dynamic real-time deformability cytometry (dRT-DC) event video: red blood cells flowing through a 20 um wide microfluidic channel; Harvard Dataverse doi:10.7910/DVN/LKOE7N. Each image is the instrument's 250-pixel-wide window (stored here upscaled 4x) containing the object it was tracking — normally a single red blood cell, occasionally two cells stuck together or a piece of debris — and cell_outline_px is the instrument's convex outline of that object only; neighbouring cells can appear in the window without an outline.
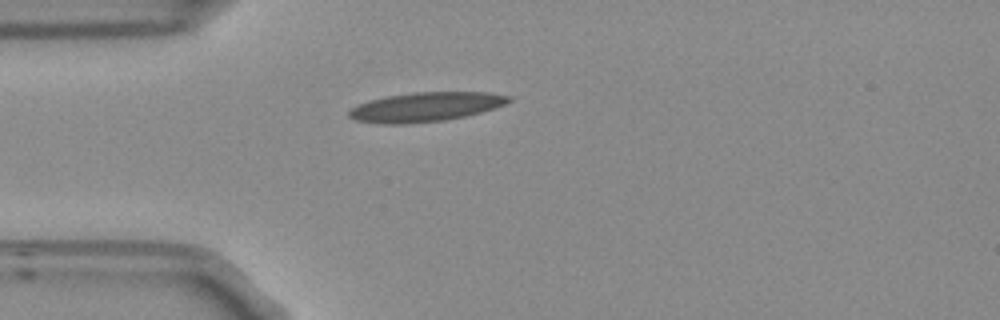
{"species": "Egyptian fruit bat (a non-hibernating species)", "species_latin": "Rousettus aegyptiacus", "temperature_condition": "room temperature", "stored_images_in_passage": 44, "camera_frame_rate_fps": 3000, "um_per_image_px": 0.085, "frame": {"image": 1, "passage_image": 5, "time_ms": 1.333, "image_size_px": [1000, 320], "cell_outline_px": [[512, 100], [504, 104], [480, 112], [464, 116], [444, 120], [408, 124], [380, 124], [356, 120], [348, 116], [348, 112], [356, 104], [368, 100], [388, 96], [412, 92], [492, 92], [512, 96]], "centroid_in_image_um": [36.15, 9.08], "position_along_channel_um": 48.8, "area_um2": 27.34}}
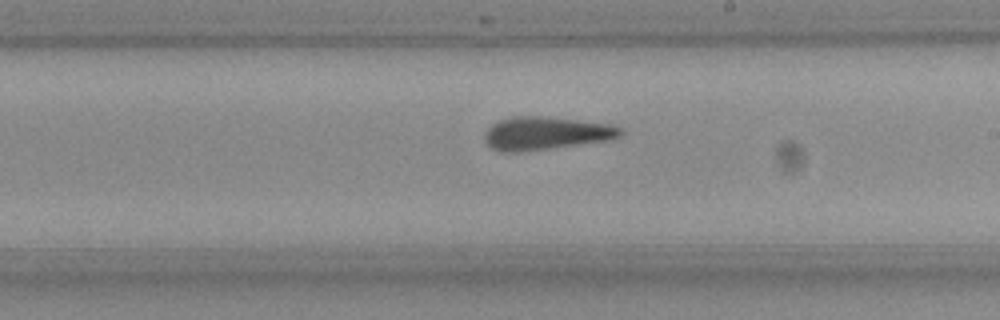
{"frame": {"image": 2, "passage_image": 21, "time_ms": 6.667, "image_size_px": [1000, 320], "cell_outline_px": [[624, 132], [620, 136], [608, 140], [516, 152], [512, 152], [492, 148], [484, 140], [484, 132], [492, 124], [508, 116], [544, 116], [612, 124], [620, 128]], "centroid_in_image_um": [46.38, 11.3], "position_along_channel_um": 242.6, "area_um2": 25.84}}
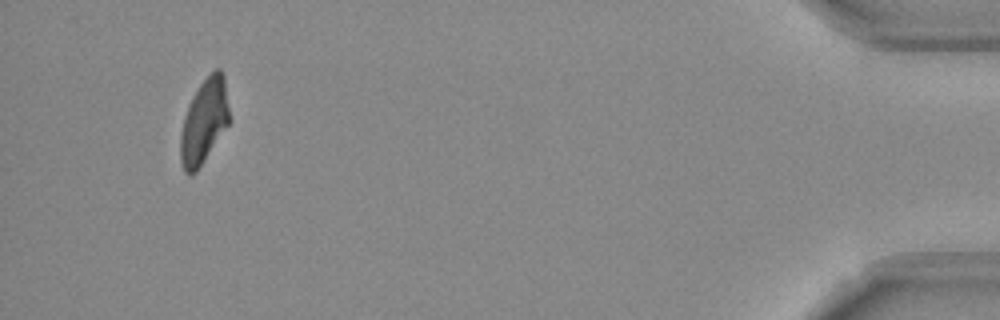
{"frame": {"image": 3, "passage_image": 41, "time_ms": 13.333, "image_size_px": [1000, 320], "cell_outline_px": [[232, 120], [196, 172], [184, 172], [180, 160], [180, 136], [184, 116], [188, 104], [192, 96], [200, 84], [216, 68], [220, 68], [224, 76]], "centroid_in_image_um": [17.37, 10.29], "position_along_channel_um": 417.8, "area_um2": 24.28}, "authors_computed_cell_mechanics": {"area_um2": 25.3453, "velocity_mm_per_s": 3.8052, "shape_relaxation_time_tau1_ms": null, "shape_relaxation_time_tau2_ms": 3.767, "deformation_change_tau1": null, "deformation_change_tau2": 0.137}}